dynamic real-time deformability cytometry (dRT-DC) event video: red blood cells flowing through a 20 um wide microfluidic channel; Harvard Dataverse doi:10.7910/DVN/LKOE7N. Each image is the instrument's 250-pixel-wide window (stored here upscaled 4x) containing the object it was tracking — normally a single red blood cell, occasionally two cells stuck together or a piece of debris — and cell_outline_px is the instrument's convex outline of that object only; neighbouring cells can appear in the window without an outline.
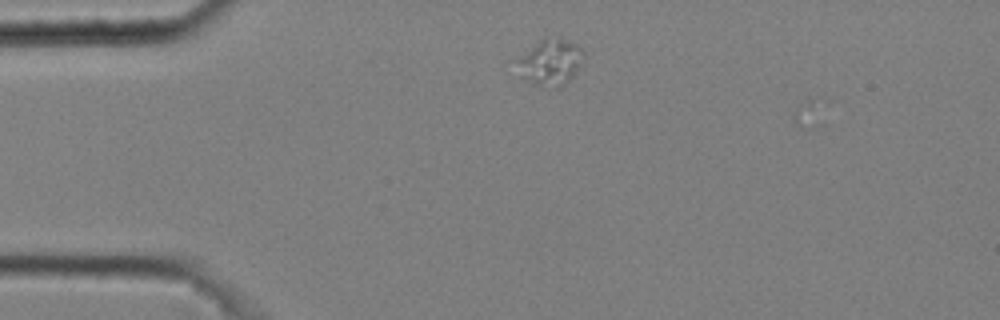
{"species": "common noctule bat (a hibernating species)", "species_latin": "Nyctalus noctula", "temperature_condition": "cold", "stored_images_in_passage": 2, "camera_frame_rate_fps": 3000, "um_per_image_px": 0.085, "animal": {"sex": "male", "body_mass_g": 20.4}, "frame": {"image": 1, "passage_image": 1, "time_ms": 0.0, "image_size_px": [1000, 320], "cell_outline_px": [[584, 56], [580, 64], [572, 76], [560, 88], [556, 88], [536, 84], [528, 80], [508, 60], [544, 36], [560, 36], [576, 44], [584, 52]], "centroid_in_image_um": [46.67, 5.2], "position_along_channel_um": 38.3, "area_um2": 18.67}}